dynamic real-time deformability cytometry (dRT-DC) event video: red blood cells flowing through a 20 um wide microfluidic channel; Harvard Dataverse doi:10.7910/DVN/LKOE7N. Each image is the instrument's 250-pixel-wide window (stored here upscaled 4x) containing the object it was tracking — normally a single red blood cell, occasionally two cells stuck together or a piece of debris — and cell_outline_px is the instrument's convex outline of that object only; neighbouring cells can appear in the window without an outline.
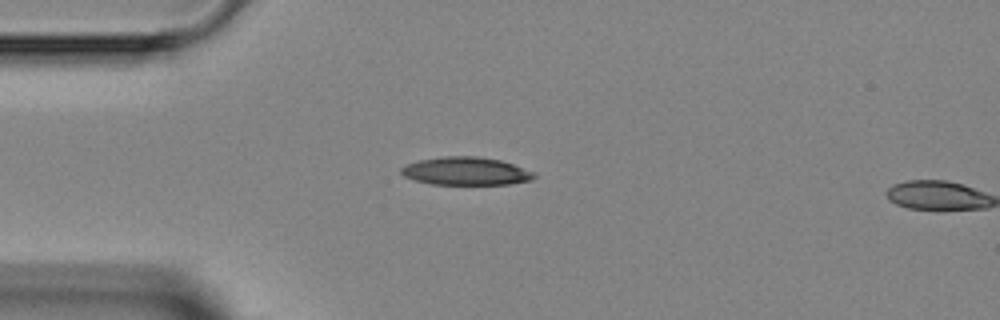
{"species": "Egyptian fruit bat (a non-hibernating species)", "species_latin": "Rousettus aegyptiacus", "temperature_condition": "room temperature", "stored_images_in_passage": 2, "segment_of_instrument_passage": [1, 2], "camera_frame_rate_fps": 3000, "um_per_image_px": 0.085, "animal": {"sex": "female"}, "frame": {"image": 1, "passage_image": 1, "time_ms": 0.0, "image_size_px": [1000, 320], "cell_outline_px": [[536, 176], [532, 180], [508, 184], [432, 184], [416, 180], [404, 176], [400, 172], [400, 168], [408, 164], [420, 160], [444, 156], [476, 156], [500, 160], [536, 172]], "centroid_in_image_um": [39.63, 14.54], "position_along_channel_um": 45.4, "area_um2": 21.56}}